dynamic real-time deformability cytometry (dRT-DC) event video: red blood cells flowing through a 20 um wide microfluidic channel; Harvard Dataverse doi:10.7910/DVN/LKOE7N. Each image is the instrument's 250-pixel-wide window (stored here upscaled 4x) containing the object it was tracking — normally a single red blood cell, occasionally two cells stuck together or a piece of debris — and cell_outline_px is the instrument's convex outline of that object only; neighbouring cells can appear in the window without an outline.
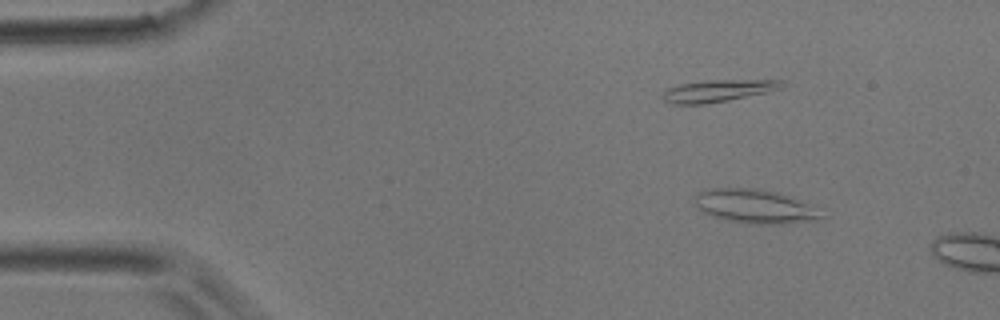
{"species": "common noctule bat (a hibernating species)", "species_latin": "Nyctalus noctula", "temperature_condition": "room temperature", "stored_images_in_passage": 3, "camera_frame_rate_fps": 3000, "um_per_image_px": 0.085, "animal": {"sex": "male", "body_mass_g": 17.9}, "frame": {"image": 1, "passage_image": 2, "time_ms": 0.333, "image_size_px": [1000, 320], "cell_outline_px": [[824, 216], [812, 220], [780, 224], [752, 224], [728, 220], [712, 216], [696, 208], [692, 200], [696, 192], [704, 188], [752, 188], [776, 192], [792, 196]], "centroid_in_image_um": [64.0, 17.52], "position_along_channel_um": 21.0, "area_um2": 24.8}}